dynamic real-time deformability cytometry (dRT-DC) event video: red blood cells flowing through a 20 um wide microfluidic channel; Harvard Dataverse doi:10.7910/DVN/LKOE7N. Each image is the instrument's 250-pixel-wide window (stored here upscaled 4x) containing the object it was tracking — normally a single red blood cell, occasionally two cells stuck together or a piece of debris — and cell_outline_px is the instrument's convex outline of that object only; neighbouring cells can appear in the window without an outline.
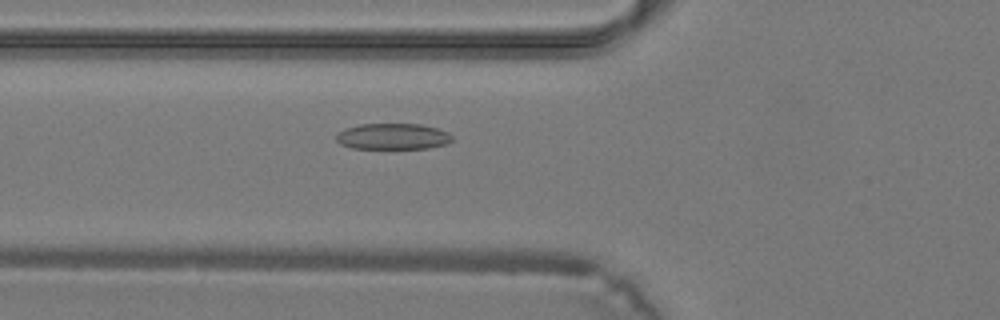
{"species": "common noctule bat (a hibernating species)", "species_latin": "Nyctalus noctula", "temperature_condition": "warm", "stored_images_in_passage": 37, "camera_frame_rate_fps": 3000, "um_per_image_px": 0.085, "animal": {"sex": "male", "body_mass_g": 19.2, "forearm_length_mm": 51.8}, "frame": {"image": 1, "passage_image": 12, "time_ms": 3.667, "image_size_px": [1000, 320], "cell_outline_px": [[452, 140], [444, 144], [428, 148], [352, 148], [340, 144], [336, 140], [336, 136], [340, 132], [348, 128], [360, 124], [420, 124], [436, 128], [448, 132], [452, 136]], "centroid_in_image_um": [33.39, 11.59], "position_along_channel_um": 92.4, "area_um2": 17.34}}
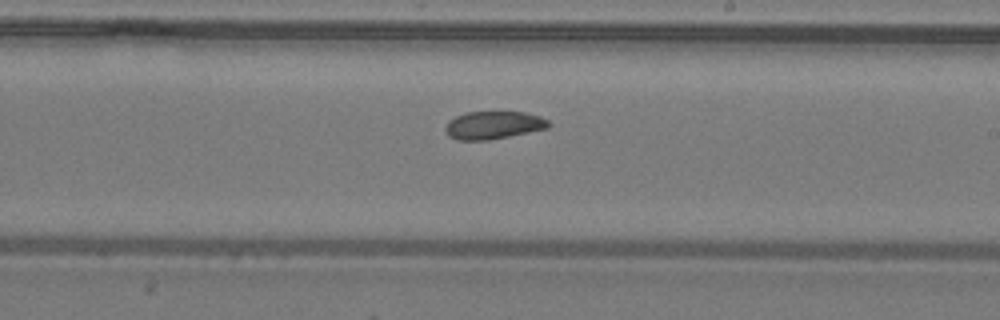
{"frame": {"image": 2, "passage_image": 21, "time_ms": 6.667, "image_size_px": [1000, 320], "cell_outline_px": [[552, 124], [548, 128], [488, 140], [456, 140], [448, 136], [444, 128], [448, 120], [464, 112], [524, 112], [540, 116], [548, 120]], "centroid_in_image_um": [41.91, 10.63], "position_along_channel_um": 247.1, "area_um2": 16.82}}
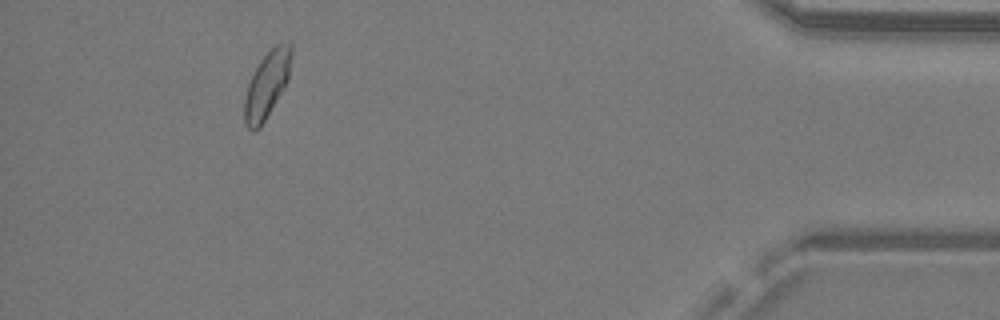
{"frame": {"image": 3, "passage_image": 34, "time_ms": 11.0, "image_size_px": [1000, 320], "cell_outline_px": [[292, 52], [288, 80], [284, 88], [260, 128], [252, 132], [244, 124], [244, 100], [248, 84], [260, 60], [276, 44], [292, 44]], "centroid_in_image_um": [22.67, 7.24], "position_along_channel_um": 412.5, "area_um2": 17.98}}